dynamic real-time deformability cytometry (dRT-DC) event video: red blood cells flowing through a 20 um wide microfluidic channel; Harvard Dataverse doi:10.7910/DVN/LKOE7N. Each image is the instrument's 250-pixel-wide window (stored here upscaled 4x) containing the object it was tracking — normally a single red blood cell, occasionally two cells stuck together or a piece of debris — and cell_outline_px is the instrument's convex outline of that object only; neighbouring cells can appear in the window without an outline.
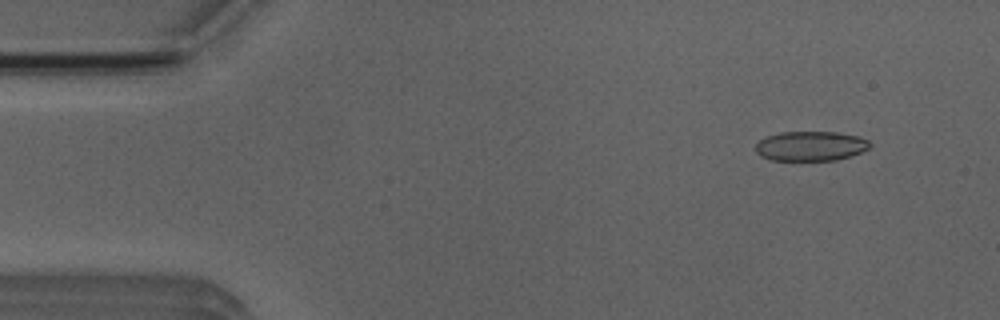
{"species": "Egyptian fruit bat (a non-hibernating species)", "species_latin": "Rousettus aegyptiacus", "temperature_condition": "room temperature", "stored_images_in_passage": 52, "camera_frame_rate_fps": 3000, "um_per_image_px": 0.085, "animal": {"sex": "male"}, "frame": {"image": 1, "passage_image": 5, "time_ms": 1.333, "image_size_px": [1000, 320], "cell_outline_px": [[872, 144], [868, 148], [852, 156], [836, 160], [772, 160], [760, 156], [756, 152], [756, 144], [760, 140], [768, 136], [780, 132], [836, 132], [860, 136], [868, 140]], "centroid_in_image_um": [68.93, 12.41], "position_along_channel_um": 16.1, "area_um2": 19.77}}
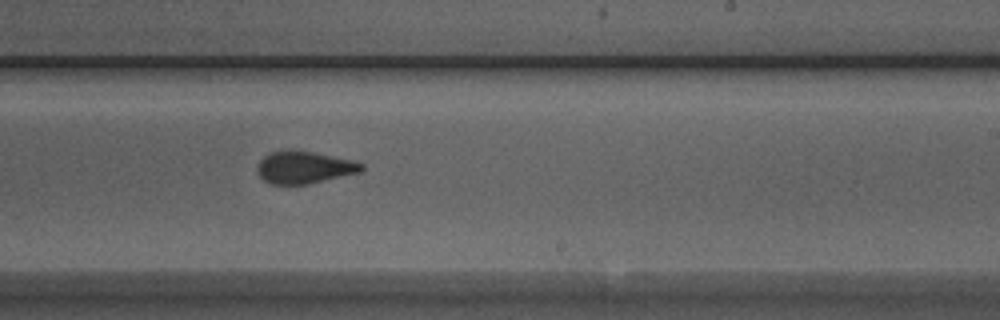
{"frame": {"image": 2, "passage_image": 31, "time_ms": 10.0, "image_size_px": [1000, 320], "cell_outline_px": [[364, 168], [360, 172], [308, 184], [268, 184], [256, 172], [256, 164], [268, 152], [288, 148], [312, 152], [352, 160], [364, 164]], "centroid_in_image_um": [25.79, 14.21], "position_along_channel_um": 263.2, "area_um2": 19.88}}
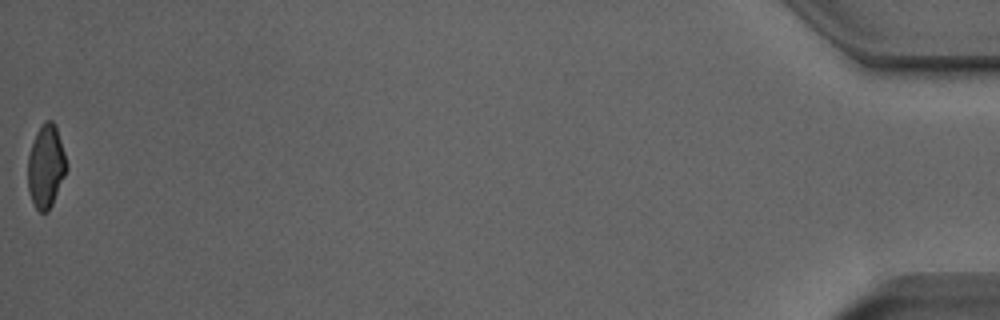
{"frame": {"image": 3, "passage_image": 52, "time_ms": 17.0, "image_size_px": [1000, 320], "cell_outline_px": [[68, 168], [52, 204], [48, 212], [40, 212], [36, 208], [32, 200], [28, 188], [28, 156], [36, 132], [44, 120], [52, 120], [56, 124], [64, 152]], "centroid_in_image_um": [3.91, 14.11], "position_along_channel_um": 431.3, "area_um2": 18.67}, "authors_computed_cell_mechanics": {"area_um2": 20.2878, "velocity_mm_per_s": 3.9315, "shape_relaxation_time_tau1_ms": 7.5016, "shape_relaxation_time_tau2_ms": 1.1316, "deformation_change_tau1": 0.1668, "deformation_change_tau2": 0.0691}}